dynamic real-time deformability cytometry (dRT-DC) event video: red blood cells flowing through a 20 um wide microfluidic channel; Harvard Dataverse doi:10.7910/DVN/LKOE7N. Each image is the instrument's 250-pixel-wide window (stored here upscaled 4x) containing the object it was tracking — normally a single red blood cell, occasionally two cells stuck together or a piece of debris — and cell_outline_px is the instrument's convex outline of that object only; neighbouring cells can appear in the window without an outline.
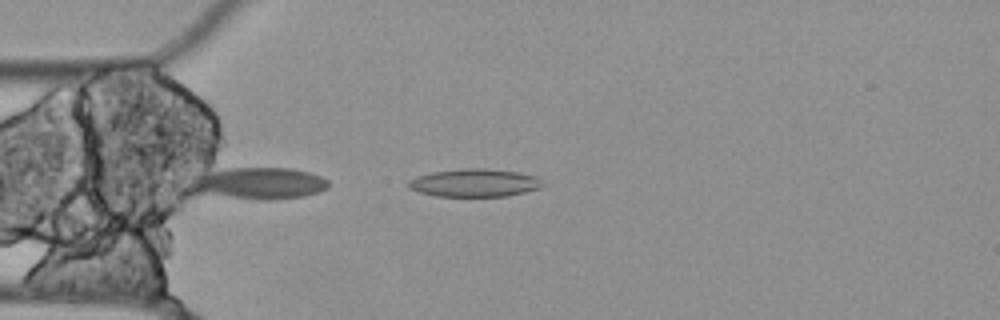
{"species": "Egyptian fruit bat (a non-hibernating species)", "species_latin": "Rousettus aegyptiacus", "temperature_condition": "cold", "stored_images_in_passage": 7, "camera_frame_rate_fps": 3000, "um_per_image_px": 0.085, "animal": {"sex": "female"}, "frame": {"image": 1, "passage_image": 2, "time_ms": 0.333, "image_size_px": [1000, 320], "cell_outline_px": [[544, 184], [540, 188], [508, 196], [436, 196], [420, 192], [408, 188], [408, 180], [416, 176], [432, 172], [464, 168], [484, 168], [516, 172], [536, 176]], "centroid_in_image_um": [40.31, 15.54], "position_along_channel_um": 44.7, "area_um2": 21.79}}
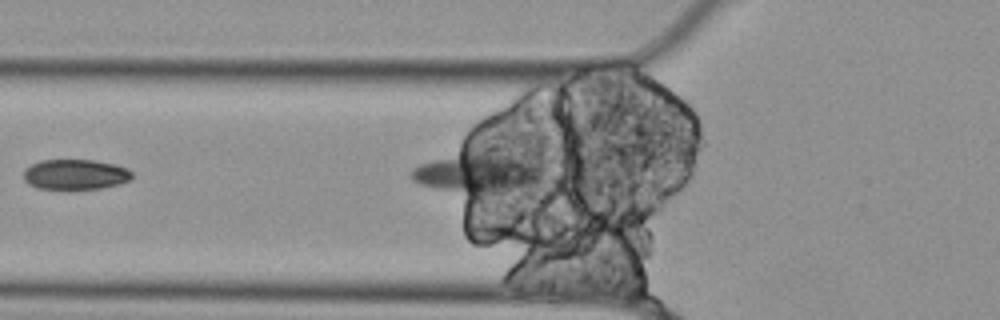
{"frame": {"image": 2, "passage_image": 6, "time_ms": 1.667, "image_size_px": [1000, 320], "cell_outline_px": [[132, 176], [128, 180], [120, 184], [100, 188], [36, 188], [28, 184], [24, 180], [24, 168], [40, 160], [96, 160], [116, 164], [128, 168], [132, 172]], "centroid_in_image_um": [6.4, 14.81], "position_along_channel_um": 119.4, "area_um2": 19.07}}